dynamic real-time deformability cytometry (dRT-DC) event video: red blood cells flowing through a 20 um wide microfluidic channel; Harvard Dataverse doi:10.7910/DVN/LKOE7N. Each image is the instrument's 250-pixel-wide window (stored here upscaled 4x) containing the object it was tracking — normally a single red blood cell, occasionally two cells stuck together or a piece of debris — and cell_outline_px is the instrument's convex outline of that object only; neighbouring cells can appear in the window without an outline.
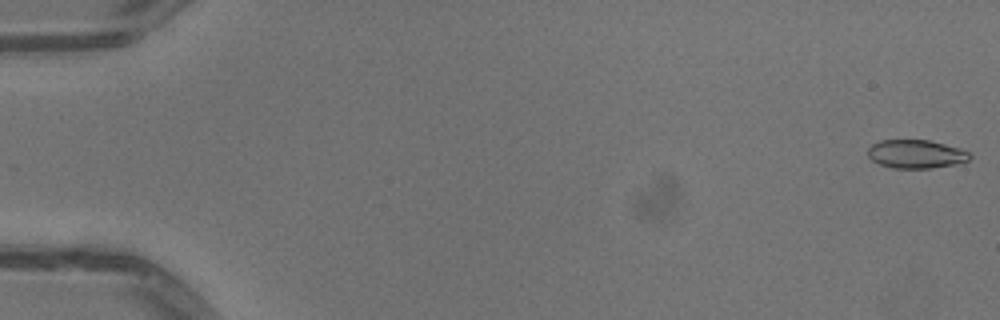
{"species": "common noctule bat (a hibernating species)", "species_latin": "Nyctalus noctula", "temperature_condition": "warm", "stored_images_in_passage": 52, "camera_frame_rate_fps": 3000, "um_per_image_px": 0.085, "animal": {"sex": "male", "body_mass_g": 13.3}, "frame": {"image": 1, "passage_image": 1, "time_ms": 0.0, "image_size_px": [1000, 320], "cell_outline_px": [[972, 156], [968, 160], [956, 164], [932, 168], [892, 168], [880, 164], [872, 160], [868, 156], [868, 148], [872, 144], [880, 140], [928, 140], [960, 148], [968, 152]], "centroid_in_image_um": [77.85, 13.09], "position_along_channel_um": 7.1, "area_um2": 16.88}}
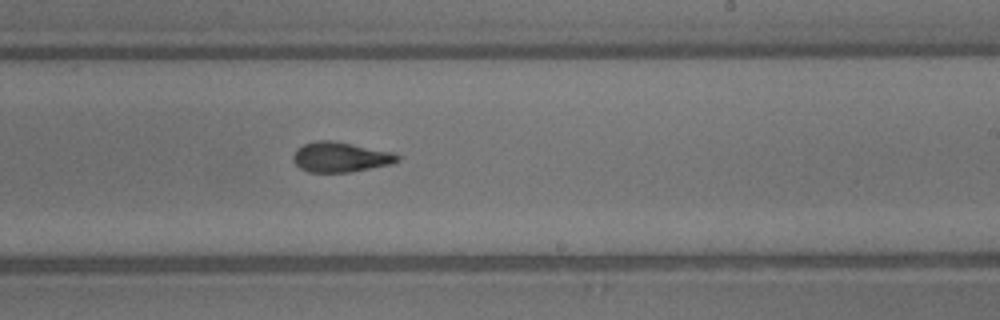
{"frame": {"image": 2, "passage_image": 32, "time_ms": 10.333, "image_size_px": [1000, 320], "cell_outline_px": [[400, 160], [392, 164], [352, 172], [308, 172], [300, 168], [292, 160], [292, 156], [296, 148], [304, 144], [316, 140], [332, 140], [396, 152], [400, 156]], "centroid_in_image_um": [28.96, 13.34], "position_along_channel_um": 260.0, "area_um2": 18.61}}
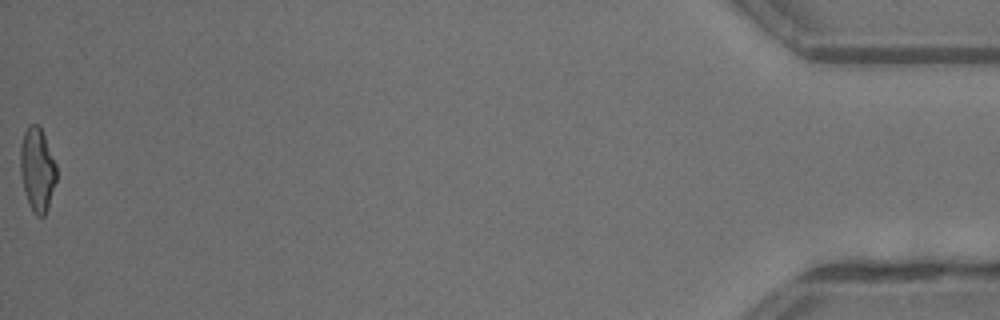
{"frame": {"image": 3, "passage_image": 52, "time_ms": 17.0, "image_size_px": [1000, 320], "cell_outline_px": [[56, 180], [48, 208], [44, 216], [36, 216], [32, 212], [28, 204], [24, 192], [20, 172], [20, 144], [24, 132], [28, 124], [36, 124], [40, 128], [44, 136], [56, 164]], "centroid_in_image_um": [3.14, 14.44], "position_along_channel_um": 432.1, "area_um2": 17.69}, "authors_computed_cell_mechanics": {"area_um2": 17.9758, "velocity_mm_per_s": 4.0833, "shape_relaxation_time_tau1_ms": 4.6182, "shape_relaxation_time_tau2_ms": 1.6632, "deformation_change_tau1": 0.1821, "deformation_change_tau2": 0.0923}}